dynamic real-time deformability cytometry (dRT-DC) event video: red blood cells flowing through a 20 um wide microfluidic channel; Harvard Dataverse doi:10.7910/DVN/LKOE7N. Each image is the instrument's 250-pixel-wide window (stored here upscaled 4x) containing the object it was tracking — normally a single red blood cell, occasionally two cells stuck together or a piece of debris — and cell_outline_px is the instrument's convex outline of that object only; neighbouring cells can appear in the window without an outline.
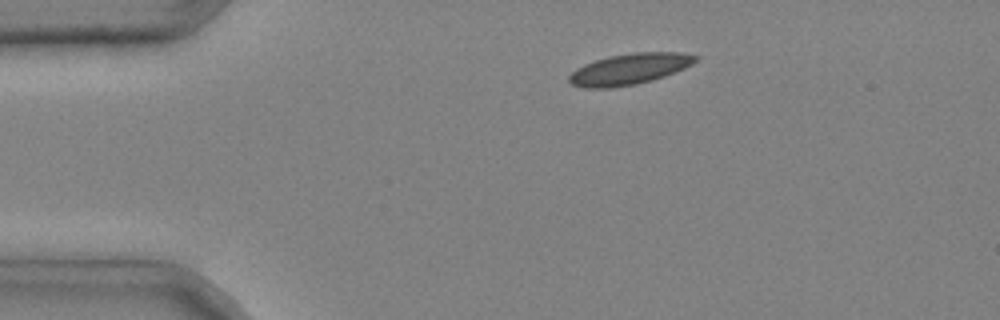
{"species": "common noctule bat (a hibernating species)", "species_latin": "Nyctalus noctula", "temperature_condition": "cold", "stored_images_in_passage": 3, "camera_frame_rate_fps": 3000, "um_per_image_px": 0.085, "animal": {"sex": "male", "body_mass_g": 20.4}, "frame": {"image": 1, "passage_image": 2, "time_ms": 0.333, "image_size_px": [1000, 320], "cell_outline_px": [[700, 56], [692, 64], [684, 68], [664, 76], [652, 80], [636, 84], [612, 88], [584, 88], [572, 84], [568, 80], [568, 76], [576, 68], [584, 64], [608, 56], [636, 52], [680, 52]], "centroid_in_image_um": [53.49, 5.87], "position_along_channel_um": 31.5, "area_um2": 22.83}}